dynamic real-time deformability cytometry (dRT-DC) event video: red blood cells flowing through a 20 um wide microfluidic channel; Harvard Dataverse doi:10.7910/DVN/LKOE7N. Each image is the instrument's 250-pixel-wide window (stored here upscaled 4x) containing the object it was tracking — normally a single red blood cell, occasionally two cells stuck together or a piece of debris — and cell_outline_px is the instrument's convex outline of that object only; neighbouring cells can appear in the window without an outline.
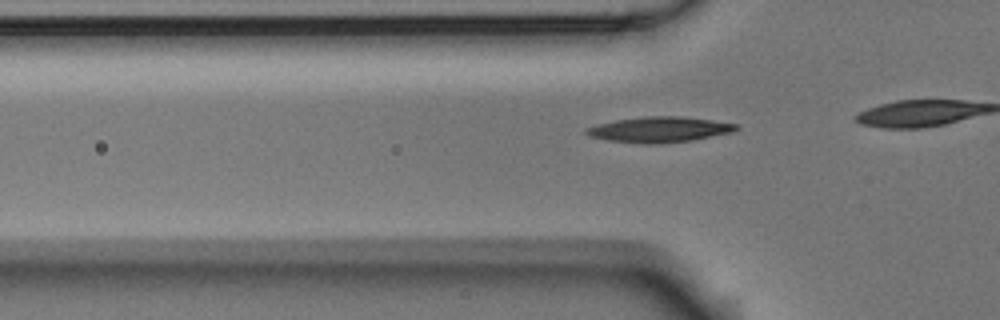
{"species": "Egyptian fruit bat (a non-hibernating species)", "species_latin": "Rousettus aegyptiacus", "temperature_condition": "room temperature", "stored_images_in_passage": 32, "camera_frame_rate_fps": 3000, "um_per_image_px": 0.085, "animal": {"sex": "male"}, "frame": {"image": 1, "passage_image": 8, "time_ms": 2.333, "image_size_px": [1000, 320], "cell_outline_px": [[740, 128], [732, 132], [692, 140], [656, 144], [640, 144], [608, 140], [588, 136], [584, 132], [584, 128], [616, 120], [648, 116], [680, 116], [712, 120], [736, 124]], "centroid_in_image_um": [56.02, 11.02], "position_along_channel_um": 69.8, "area_um2": 22.2}}
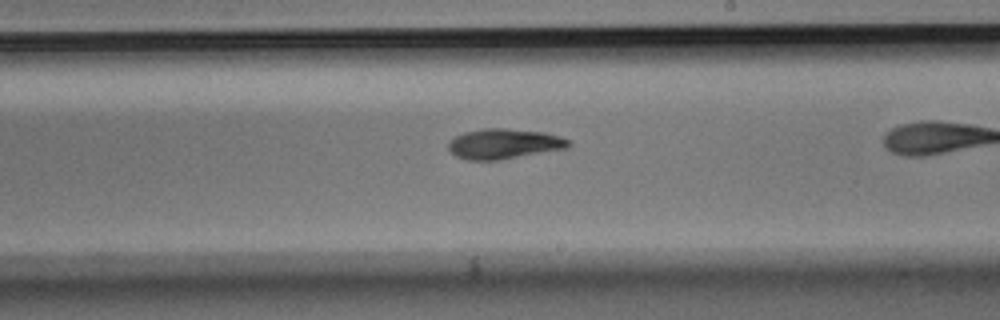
{"frame": {"image": 2, "passage_image": 22, "time_ms": 7.0, "image_size_px": [1000, 320], "cell_outline_px": [[568, 148], [496, 160], [468, 160], [456, 156], [448, 148], [448, 144], [456, 136], [464, 132], [484, 128], [504, 128], [544, 132], [560, 136], [568, 140]], "centroid_in_image_um": [42.82, 12.21], "position_along_channel_um": 246.2, "area_um2": 20.81}}
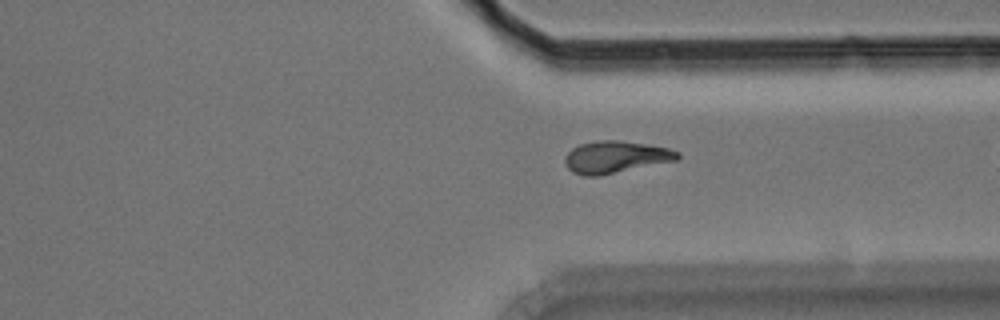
{"frame": {"image": 3, "passage_image": 31, "time_ms": 10.0, "image_size_px": [1000, 320], "cell_outline_px": [[680, 156], [676, 160], [596, 176], [584, 176], [572, 172], [564, 164], [564, 156], [572, 148], [580, 144], [600, 140], [620, 140], [648, 144], [668, 148], [680, 152]], "centroid_in_image_um": [52.29, 13.33], "position_along_channel_um": 359.1, "area_um2": 20.92}}